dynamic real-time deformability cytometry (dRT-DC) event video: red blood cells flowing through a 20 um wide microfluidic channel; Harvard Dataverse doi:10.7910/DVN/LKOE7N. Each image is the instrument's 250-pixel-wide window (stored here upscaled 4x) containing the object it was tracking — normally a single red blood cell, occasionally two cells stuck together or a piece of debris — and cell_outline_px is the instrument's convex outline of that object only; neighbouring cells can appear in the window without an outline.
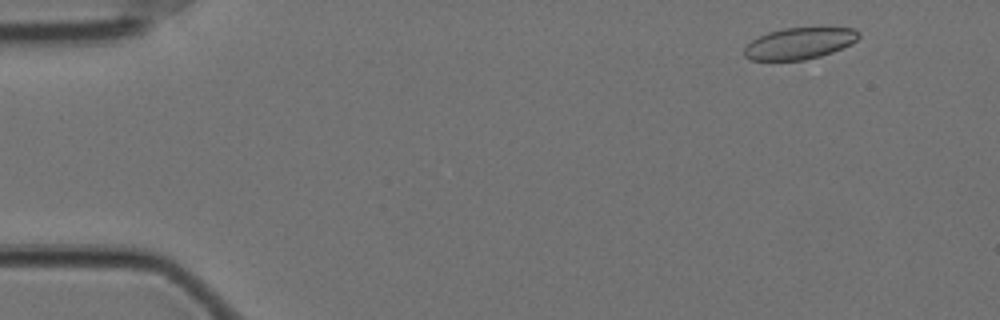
{"species": "Egyptian fruit bat (a non-hibernating species)", "species_latin": "Rousettus aegyptiacus", "temperature_condition": "cold", "stored_images_in_passage": 14, "camera_frame_rate_fps": 3000, "um_per_image_px": 0.085, "animal": {"sex": "female"}, "frame": {"image": 1, "passage_image": 4, "time_ms": 1.0, "image_size_px": [1000, 320], "cell_outline_px": [[860, 36], [856, 40], [832, 52], [820, 56], [804, 60], [748, 60], [744, 56], [744, 48], [752, 40], [768, 32], [784, 28], [856, 28], [860, 32]], "centroid_in_image_um": [67.92, 3.69], "position_along_channel_um": 17.1, "area_um2": 20.81}}